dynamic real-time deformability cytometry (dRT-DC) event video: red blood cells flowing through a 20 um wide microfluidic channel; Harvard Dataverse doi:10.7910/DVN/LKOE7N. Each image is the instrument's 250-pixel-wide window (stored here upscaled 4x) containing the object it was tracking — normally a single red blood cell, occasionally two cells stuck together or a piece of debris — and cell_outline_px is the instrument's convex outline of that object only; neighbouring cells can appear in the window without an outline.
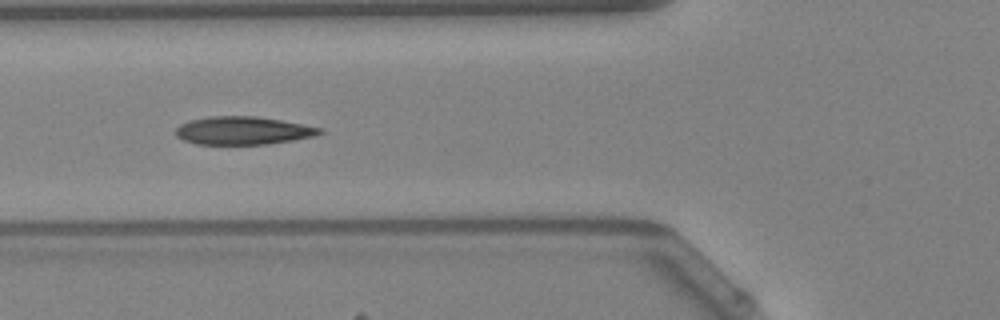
{"species": "Egyptian fruit bat (a non-hibernating species)", "species_latin": "Rousettus aegyptiacus", "temperature_condition": "warm", "stored_images_in_passage": 38, "camera_frame_rate_fps": 3000, "um_per_image_px": 0.085, "animal": {"sex": "female"}, "frame": {"image": 1, "passage_image": 6, "time_ms": 1.667, "image_size_px": [1000, 320], "cell_outline_px": [[324, 132], [316, 136], [268, 144], [196, 144], [184, 140], [176, 136], [176, 128], [180, 124], [188, 120], [208, 116], [256, 116], [280, 120], [324, 128]], "centroid_in_image_um": [20.66, 11.09], "position_along_channel_um": 105.1, "area_um2": 23.64}}
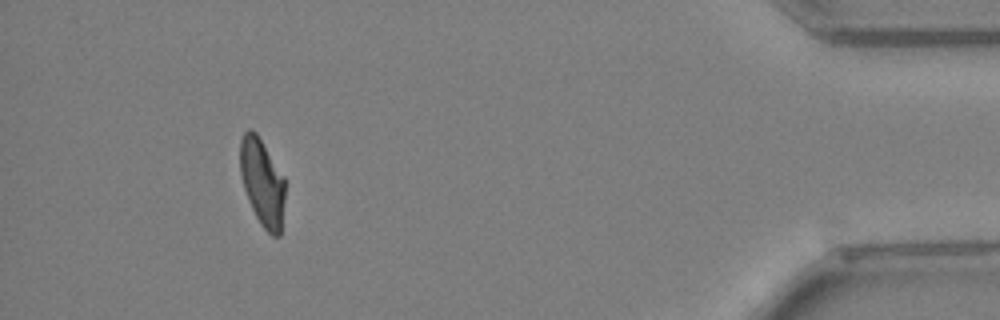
{"frame": {"image": 2, "passage_image": 33, "time_ms": 10.667, "image_size_px": [1000, 320], "cell_outline_px": [[284, 200], [280, 236], [272, 236], [260, 224], [248, 200], [244, 188], [240, 172], [240, 140], [244, 132], [248, 128], [252, 128], [256, 132], [284, 176]], "centroid_in_image_um": [22.28, 15.48], "position_along_channel_um": 412.9, "area_um2": 22.77}, "authors_computed_cell_mechanics": {"area_um2": 23.5535, "velocity_mm_per_s": 4.1188, "shape_relaxation_time_tau1_ms": 5.5474, "shape_relaxation_time_tau2_ms": 1.5321, "deformation_change_tau1": 0.195, "deformation_change_tau2": 0.0811}}